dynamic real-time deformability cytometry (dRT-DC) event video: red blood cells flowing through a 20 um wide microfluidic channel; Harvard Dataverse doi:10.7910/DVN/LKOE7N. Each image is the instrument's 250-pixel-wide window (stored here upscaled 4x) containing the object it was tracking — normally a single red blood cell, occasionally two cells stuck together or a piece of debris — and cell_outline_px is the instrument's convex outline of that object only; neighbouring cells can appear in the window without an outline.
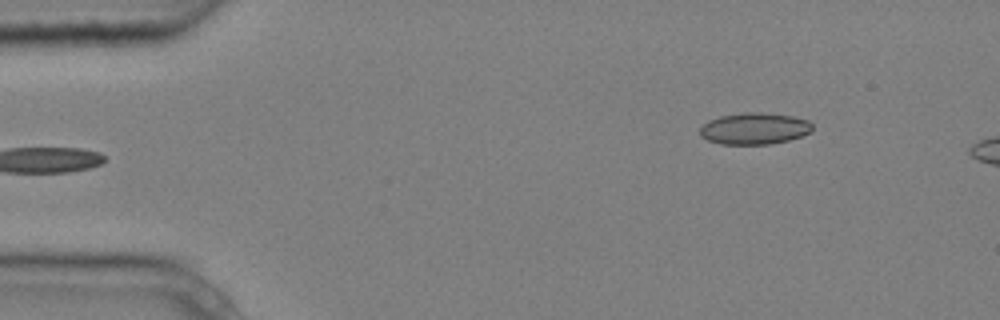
{"species": "common noctule bat (a hibernating species)", "species_latin": "Nyctalus noctula", "temperature_condition": "cold", "stored_images_in_passage": 4, "camera_frame_rate_fps": 3000, "um_per_image_px": 0.085, "animal": {"sex": "male", "body_mass_g": 20.4}, "frame": {"image": 1, "passage_image": 4, "time_ms": 1.0, "image_size_px": [1000, 320], "cell_outline_px": [[812, 132], [788, 140], [768, 144], [720, 144], [708, 140], [700, 136], [700, 128], [708, 120], [720, 116], [744, 112], [760, 112], [792, 116], [808, 120], [812, 124]], "centroid_in_image_um": [64.11, 10.92], "position_along_channel_um": 20.9, "area_um2": 20.69}}